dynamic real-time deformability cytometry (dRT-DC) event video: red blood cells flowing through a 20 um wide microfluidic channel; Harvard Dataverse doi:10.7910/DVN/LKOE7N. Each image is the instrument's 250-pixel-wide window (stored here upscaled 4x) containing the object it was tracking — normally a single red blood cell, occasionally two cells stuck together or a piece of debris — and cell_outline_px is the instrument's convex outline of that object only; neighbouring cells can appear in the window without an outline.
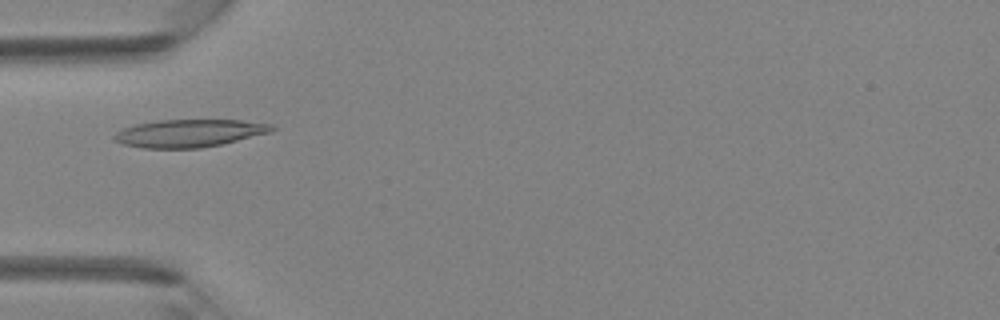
{"species": "Egyptian fruit bat (a non-hibernating species)", "species_latin": "Rousettus aegyptiacus", "temperature_condition": "room temperature", "stored_images_in_passage": 36, "camera_frame_rate_fps": 3000, "um_per_image_px": 0.085, "animal": {"sex": "female"}, "frame": {"image": 1, "passage_image": 6, "time_ms": 1.667, "image_size_px": [1000, 320], "cell_outline_px": [[276, 128], [272, 132], [220, 144], [200, 148], [144, 148], [124, 144], [112, 140], [112, 136], [116, 132], [124, 128], [136, 124], [156, 120], [240, 120], [272, 124]], "centroid_in_image_um": [16.07, 11.32], "position_along_channel_um": 68.9, "area_um2": 25.37}}
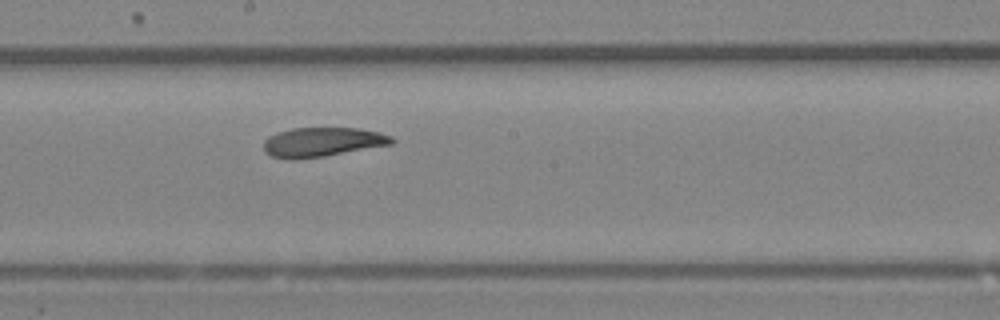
{"frame": {"image": 2, "passage_image": 16, "time_ms": 5.0, "image_size_px": [1000, 320], "cell_outline_px": [[396, 140], [392, 144], [324, 156], [292, 160], [272, 156], [264, 152], [264, 140], [268, 136], [276, 132], [292, 128], [360, 128], [380, 132], [392, 136]], "centroid_in_image_um": [27.39, 12.07], "position_along_channel_um": 220.8, "area_um2": 22.02}}
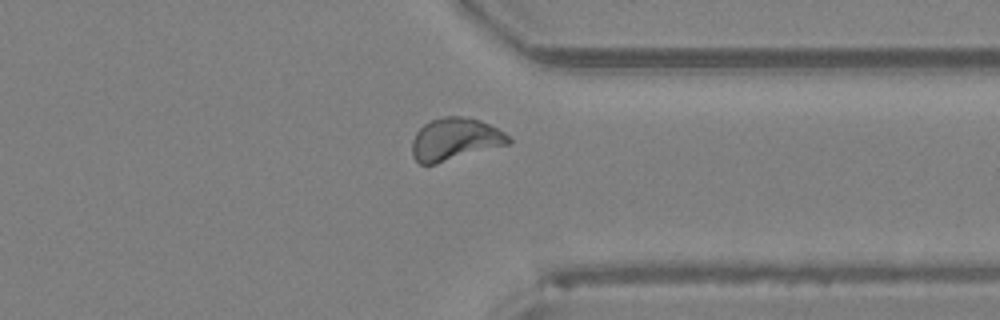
{"frame": {"image": 3, "passage_image": 26, "time_ms": 8.333, "image_size_px": [1000, 320], "cell_outline_px": [[512, 140], [508, 144], [436, 164], [420, 164], [412, 156], [412, 140], [416, 132], [424, 124], [432, 120], [444, 116], [460, 116], [480, 120], [504, 132]], "centroid_in_image_um": [38.65, 11.84], "position_along_channel_um": 372.8, "area_um2": 23.64}}